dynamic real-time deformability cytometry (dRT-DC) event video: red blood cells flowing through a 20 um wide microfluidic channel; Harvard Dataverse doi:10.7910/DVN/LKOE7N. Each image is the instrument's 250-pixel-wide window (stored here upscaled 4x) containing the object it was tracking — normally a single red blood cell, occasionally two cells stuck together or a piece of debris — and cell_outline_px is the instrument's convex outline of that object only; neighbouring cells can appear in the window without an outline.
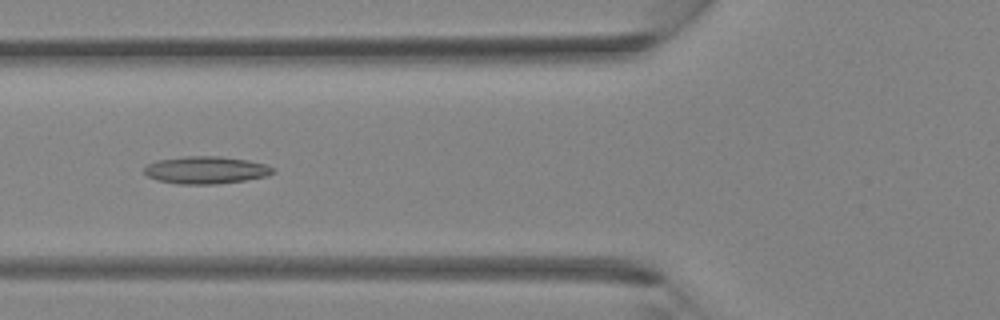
{"species": "Egyptian fruit bat (a non-hibernating species)", "species_latin": "Rousettus aegyptiacus", "temperature_condition": "room temperature", "stored_images_in_passage": 27, "camera_frame_rate_fps": 3000, "um_per_image_px": 0.085, "animal": {"sex": "female"}, "frame": {"image": 1, "passage_image": 4, "time_ms": 1.0, "image_size_px": [1000, 320], "cell_outline_px": [[276, 172], [268, 176], [244, 180], [216, 184], [180, 184], [156, 180], [148, 176], [144, 172], [144, 168], [148, 164], [156, 160], [184, 156], [220, 156], [248, 160], [268, 164], [276, 168]], "centroid_in_image_um": [17.55, 14.45], "position_along_channel_um": 108.3, "area_um2": 20.81}}
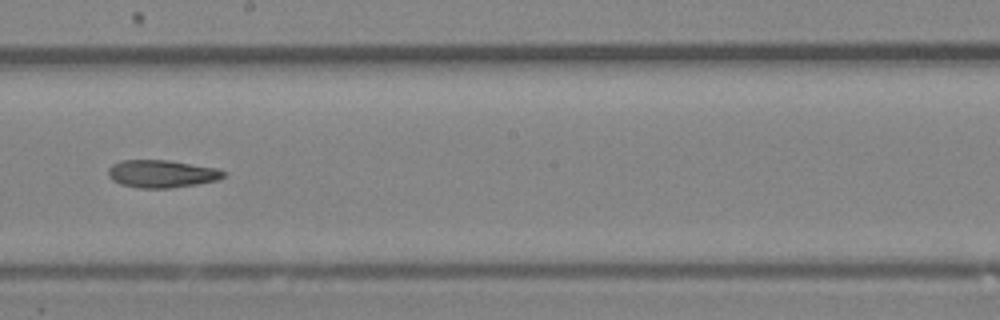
{"frame": {"image": 2, "passage_image": 11, "time_ms": 3.333, "image_size_px": [1000, 320], "cell_outline_px": [[224, 176], [216, 180], [196, 184], [172, 188], [140, 188], [120, 184], [112, 180], [108, 176], [108, 168], [112, 164], [120, 160], [168, 160], [216, 168], [224, 172]], "centroid_in_image_um": [13.69, 14.77], "position_along_channel_um": 234.5, "area_um2": 18.5}}
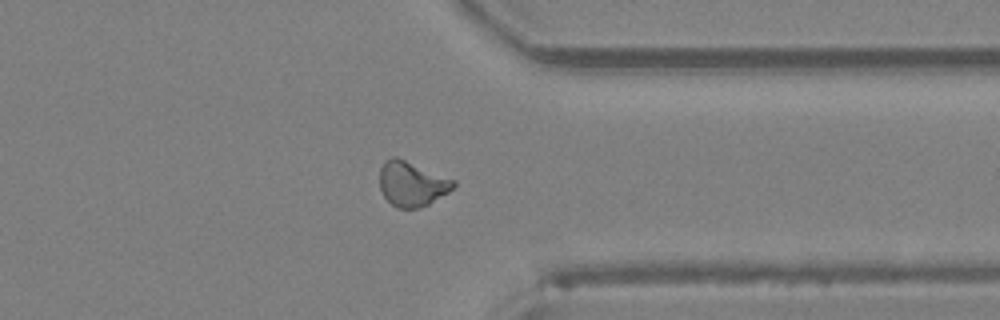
{"frame": {"image": 3, "passage_image": 19, "time_ms": 6.0, "image_size_px": [1000, 320], "cell_outline_px": [[456, 184], [448, 192], [428, 204], [420, 208], [396, 208], [384, 196], [380, 188], [380, 168], [384, 160], [392, 156], [396, 156], [456, 180]], "centroid_in_image_um": [34.99, 15.61], "position_along_channel_um": 376.4, "area_um2": 19.31}}